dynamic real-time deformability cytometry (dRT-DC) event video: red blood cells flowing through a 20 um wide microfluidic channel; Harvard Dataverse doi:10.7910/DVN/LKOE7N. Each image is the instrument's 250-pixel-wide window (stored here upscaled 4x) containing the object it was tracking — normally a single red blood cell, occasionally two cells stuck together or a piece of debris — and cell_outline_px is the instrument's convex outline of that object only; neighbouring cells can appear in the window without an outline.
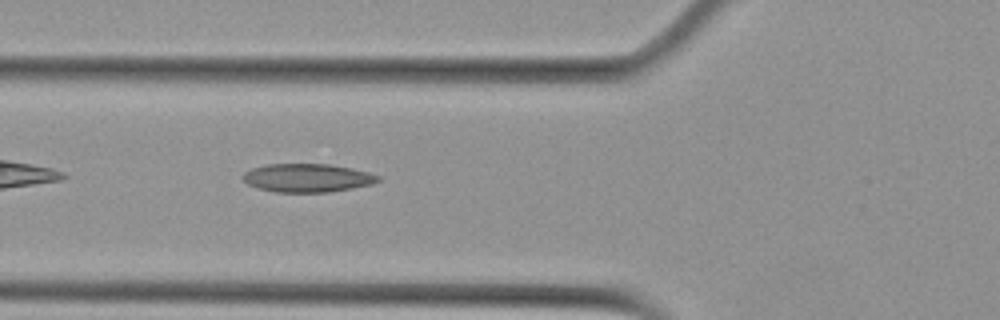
{"species": "Egyptian fruit bat (a non-hibernating species)", "species_latin": "Rousettus aegyptiacus", "temperature_condition": "cold", "stored_images_in_passage": 39, "camera_frame_rate_fps": 3000, "um_per_image_px": 0.085, "animal": {"sex": "female"}, "frame": {"image": 1, "passage_image": 5, "time_ms": 1.333, "image_size_px": [1000, 320], "cell_outline_px": [[380, 180], [372, 184], [352, 188], [328, 192], [276, 192], [260, 188], [248, 184], [244, 180], [244, 172], [252, 168], [268, 164], [328, 164], [352, 168], [368, 172], [380, 176]], "centroid_in_image_um": [26.15, 15.12], "position_along_channel_um": 99.6, "area_um2": 22.2}}
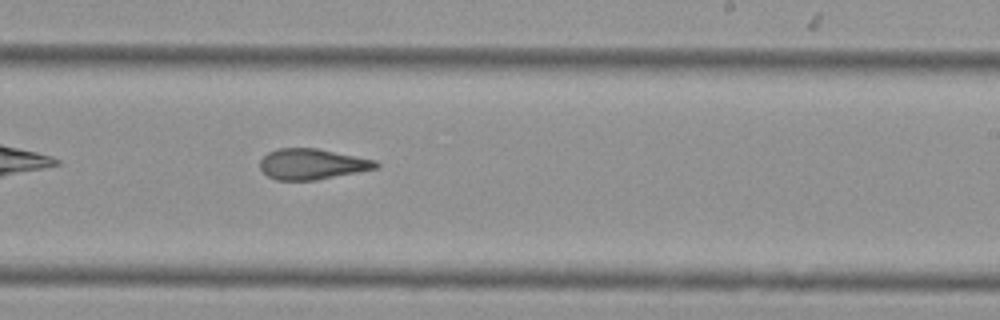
{"frame": {"image": 2, "passage_image": 18, "time_ms": 5.667, "image_size_px": [1000, 320], "cell_outline_px": [[380, 164], [376, 168], [316, 180], [276, 180], [268, 176], [260, 168], [260, 160], [268, 152], [276, 148], [316, 148], [376, 160]], "centroid_in_image_um": [26.5, 13.94], "position_along_channel_um": 262.5, "area_um2": 20.58}}
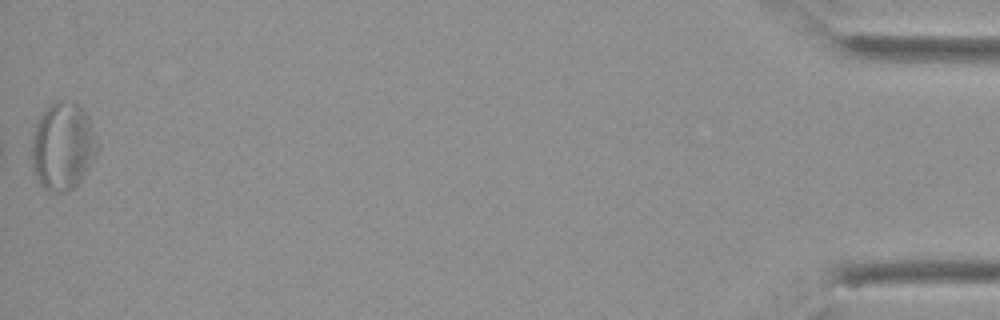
{"frame": {"image": 3, "passage_image": 39, "time_ms": 12.667, "image_size_px": [1000, 320], "cell_outline_px": [[100, 148], [84, 176], [72, 188], [64, 192], [48, 192], [44, 188], [36, 176], [32, 164], [32, 140], [36, 124], [40, 116], [56, 100], [64, 100], [76, 104], [84, 112], [100, 144]], "centroid_in_image_um": [5.35, 12.46], "position_along_channel_um": 429.8, "area_um2": 33.18}, "authors_computed_cell_mechanics": {"area_um2": 22.1952, "velocity_mm_per_s": 3.7502, "shape_relaxation_time_tau1_ms": null, "shape_relaxation_time_tau2_ms": 3.543, "deformation_change_tau1": null, "deformation_change_tau2": 0.1244}}